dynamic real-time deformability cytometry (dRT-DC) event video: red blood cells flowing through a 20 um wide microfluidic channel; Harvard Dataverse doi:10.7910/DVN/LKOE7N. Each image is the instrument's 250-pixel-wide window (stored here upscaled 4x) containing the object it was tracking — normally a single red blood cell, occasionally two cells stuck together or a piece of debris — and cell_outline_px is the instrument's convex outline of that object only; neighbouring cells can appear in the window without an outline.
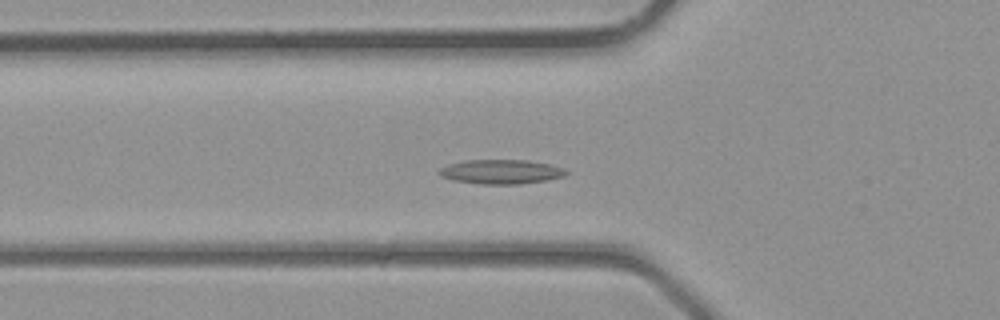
{"species": "common noctule bat (a hibernating species)", "species_latin": "Nyctalus noctula", "temperature_condition": "room temperature", "stored_images_in_passage": 39, "camera_frame_rate_fps": 3000, "um_per_image_px": 0.085, "animal": {"sex": "male", "body_mass_g": 23.1, "forearm_length_mm": 52.7}, "frame": {"image": 1, "passage_image": 13, "time_ms": 4.0, "image_size_px": [1000, 320], "cell_outline_px": [[568, 172], [564, 176], [548, 180], [520, 184], [480, 184], [452, 180], [440, 176], [436, 172], [440, 168], [448, 164], [464, 160], [528, 160], [548, 164], [564, 168]], "centroid_in_image_um": [42.55, 14.6], "position_along_channel_um": 83.2, "area_um2": 18.15}}
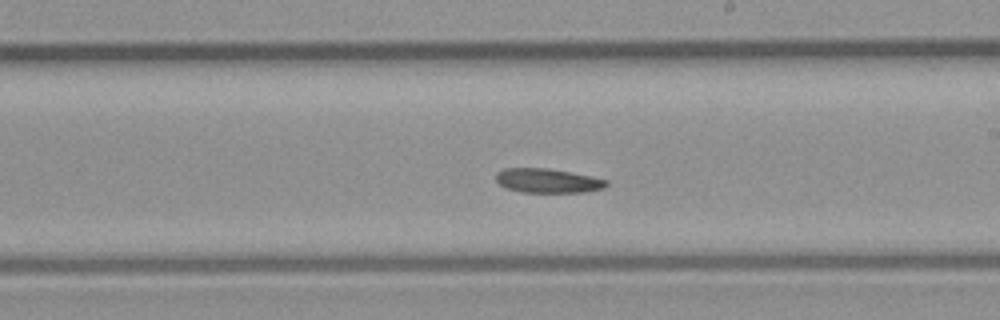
{"frame": {"image": 2, "passage_image": 22, "time_ms": 7.0, "image_size_px": [1000, 320], "cell_outline_px": [[608, 184], [604, 188], [584, 192], [524, 192], [508, 188], [500, 184], [496, 180], [496, 172], [504, 168], [548, 168], [572, 172], [592, 176], [608, 180]], "centroid_in_image_um": [46.58, 15.35], "position_along_channel_um": 242.4, "area_um2": 15.61}}
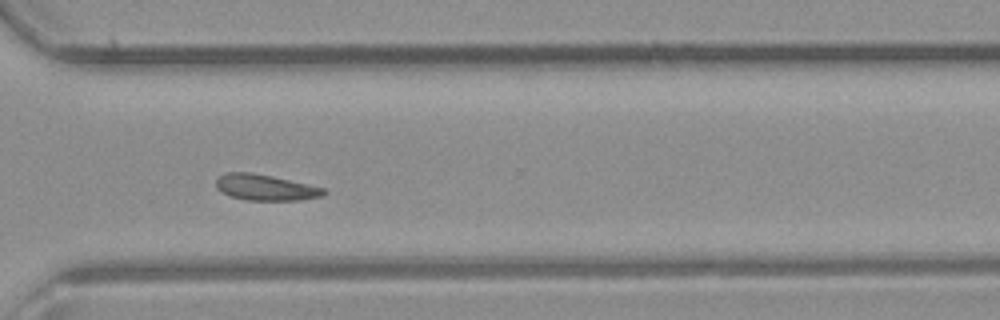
{"frame": {"image": 3, "passage_image": 28, "time_ms": 9.0, "image_size_px": [1000, 320], "cell_outline_px": [[328, 192], [320, 196], [300, 200], [244, 200], [228, 196], [220, 192], [216, 188], [216, 180], [220, 176], [228, 172], [252, 172], [272, 176], [308, 184], [324, 188]], "centroid_in_image_um": [22.52, 15.94], "position_along_channel_um": 348.1, "area_um2": 16.36}}